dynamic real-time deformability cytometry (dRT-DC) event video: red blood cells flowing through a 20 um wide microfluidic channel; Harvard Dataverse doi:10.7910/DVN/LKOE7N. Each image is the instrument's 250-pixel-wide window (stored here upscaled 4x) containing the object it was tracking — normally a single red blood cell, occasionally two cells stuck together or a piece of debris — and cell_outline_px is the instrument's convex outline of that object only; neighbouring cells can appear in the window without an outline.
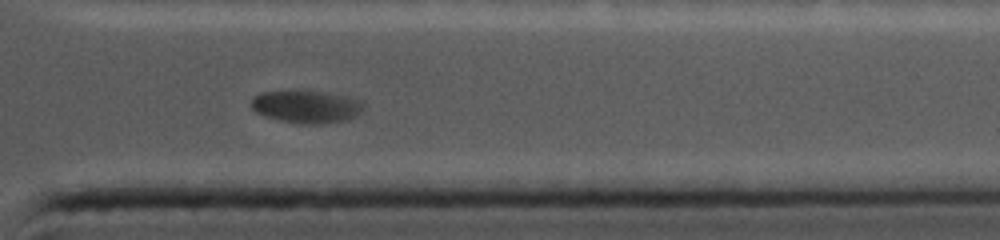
{"species": "common noctule bat (a hibernating species)", "species_latin": "Nyctalus noctula", "temperature_condition": "cold", "stored_images_in_passage": 18, "camera_frame_rate_fps": 5000, "um_per_image_px": 0.085, "animal": {"sex": "female", "body_mass_g": 19.0, "forearm_length_mm": 56.7}, "frame": {"image": 1, "passage_image": 16, "time_ms": 3.0, "image_size_px": [1000, 240], "cell_outline_px": [[364, 108], [356, 116], [344, 120], [324, 124], [300, 124], [280, 120], [264, 116], [256, 112], [252, 108], [252, 96], [260, 92], [316, 92], [352, 96], [360, 100], [364, 104]], "centroid_in_image_um": [26.07, 9.08], "position_along_channel_um": 385.3, "area_um2": 21.15}}
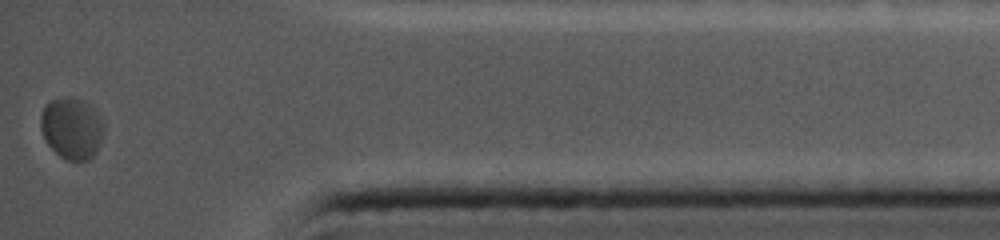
{"frame": {"image": 2, "passage_image": 18, "time_ms": 3.4, "image_size_px": [1000, 240], "cell_outline_px": [[104, 128], [96, 152], [88, 160], [68, 160], [60, 156], [48, 144], [40, 128], [40, 116], [44, 104], [52, 100], [84, 100], [88, 104], [100, 120]], "centroid_in_image_um": [6.06, 10.94], "position_along_channel_um": 429.1, "area_um2": 21.79}}